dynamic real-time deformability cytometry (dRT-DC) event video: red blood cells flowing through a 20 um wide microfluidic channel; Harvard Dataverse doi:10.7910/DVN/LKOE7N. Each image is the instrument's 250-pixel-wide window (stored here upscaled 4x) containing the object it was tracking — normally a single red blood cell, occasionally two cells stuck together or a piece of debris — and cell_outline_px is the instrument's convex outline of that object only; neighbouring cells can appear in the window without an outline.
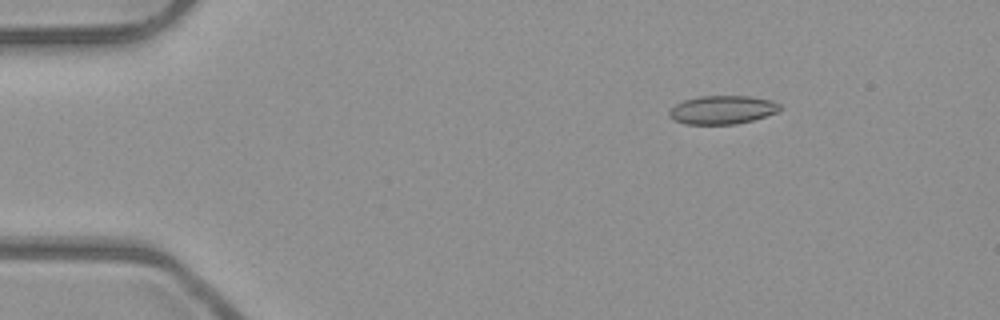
{"species": "common noctule bat (a hibernating species)", "species_latin": "Nyctalus noctula", "temperature_condition": "room temperature", "stored_images_in_passage": 5, "camera_frame_rate_fps": 3000, "um_per_image_px": 0.085, "animal": {"sex": "male", "body_mass_g": 23.1, "forearm_length_mm": 52.7}, "frame": {"image": 1, "passage_image": 2, "time_ms": 0.333, "image_size_px": [1000, 320], "cell_outline_px": [[780, 108], [776, 112], [752, 120], [736, 124], [684, 124], [668, 116], [668, 112], [676, 104], [684, 100], [700, 96], [748, 96], [768, 100], [780, 104]], "centroid_in_image_um": [61.36, 9.34], "position_along_channel_um": 23.6, "area_um2": 18.09}}